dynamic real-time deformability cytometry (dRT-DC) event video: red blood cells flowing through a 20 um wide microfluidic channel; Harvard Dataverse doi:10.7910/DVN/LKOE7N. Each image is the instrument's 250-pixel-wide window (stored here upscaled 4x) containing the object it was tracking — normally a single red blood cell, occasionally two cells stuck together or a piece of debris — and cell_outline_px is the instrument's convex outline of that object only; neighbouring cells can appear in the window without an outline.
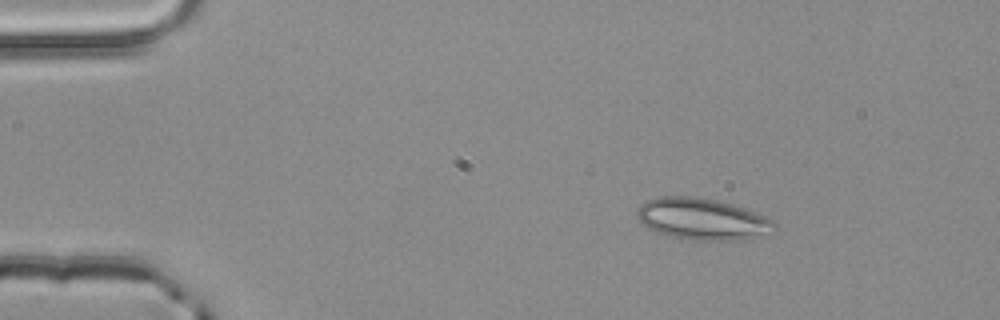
{"species": "common noctule bat (a hibernating species)", "species_latin": "Nyctalus noctula", "temperature_condition": "room temperature", "stored_images_in_passage": 2, "camera_frame_rate_fps": 3000, "um_per_image_px": 0.085, "animal": {"sex": "male", "body_mass_g": 20.4}, "frame": {"image": 1, "passage_image": 1, "time_ms": 0.0, "image_size_px": [1000, 320], "cell_outline_px": [[776, 224], [744, 240], [692, 240], [668, 236], [656, 232], [640, 224], [636, 216], [636, 212], [640, 204], [644, 200], [660, 196], [696, 196], [716, 200], [732, 204], [756, 212], [776, 220]], "centroid_in_image_um": [59.55, 18.59], "position_along_channel_um": 25.4, "area_um2": 33.12}}